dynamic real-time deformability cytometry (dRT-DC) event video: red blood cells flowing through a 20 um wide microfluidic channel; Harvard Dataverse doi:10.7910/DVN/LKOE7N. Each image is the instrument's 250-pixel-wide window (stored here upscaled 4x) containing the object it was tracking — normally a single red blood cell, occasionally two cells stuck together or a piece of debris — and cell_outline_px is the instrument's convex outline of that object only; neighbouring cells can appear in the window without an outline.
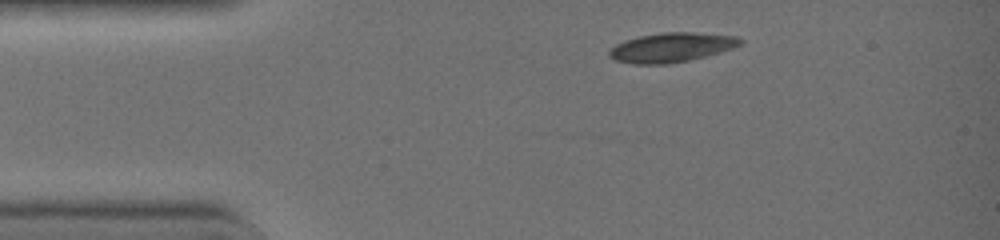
{"species": "common noctule bat (a hibernating species)", "species_latin": "Nyctalus noctula", "temperature_condition": "warm", "stored_images_in_passage": 29, "camera_frame_rate_fps": 3000, "um_per_image_px": 0.085, "animal": {"sex": "female", "body_mass_g": 19.0, "forearm_length_mm": 51.5}, "frame": {"image": 1, "passage_image": 1, "time_ms": 0.0, "image_size_px": [1000, 240], "cell_outline_px": [[744, 44], [732, 48], [704, 56], [688, 60], [668, 64], [632, 64], [616, 60], [608, 56], [608, 52], [616, 44], [624, 40], [640, 36], [660, 32], [696, 32], [736, 36], [744, 40]], "centroid_in_image_um": [57.08, 4.02], "position_along_channel_um": 27.9, "area_um2": 22.48}}
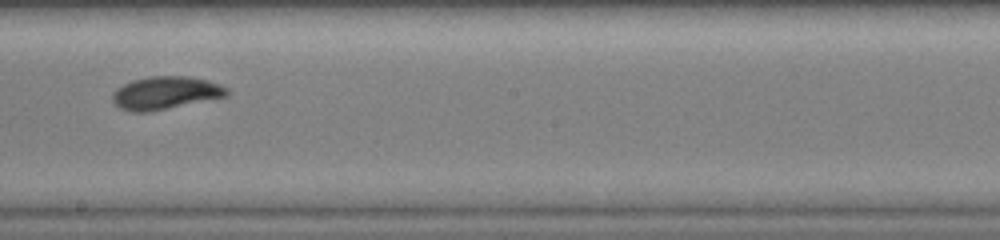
{"frame": {"image": 2, "passage_image": 18, "time_ms": 5.667, "image_size_px": [1000, 240], "cell_outline_px": [[232, 92], [228, 96], [148, 112], [132, 112], [120, 108], [112, 100], [112, 92], [116, 88], [132, 80], [148, 76], [188, 76], [208, 80], [220, 84], [228, 88]], "centroid_in_image_um": [14.09, 7.89], "position_along_channel_um": 234.1, "area_um2": 22.08}}
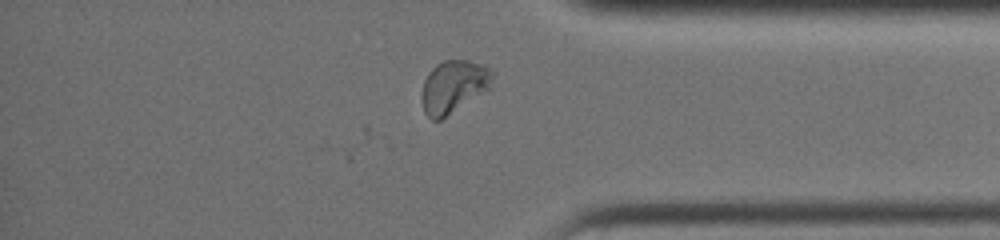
{"frame": {"image": 3, "passage_image": 29, "time_ms": 9.333, "image_size_px": [1000, 240], "cell_outline_px": [[492, 76], [488, 88], [440, 120], [432, 120], [424, 112], [420, 96], [424, 80], [428, 72], [436, 64], [444, 60], [468, 60], [488, 68], [492, 72]], "centroid_in_image_um": [38.47, 7.35], "position_along_channel_um": 396.7, "area_um2": 21.15}, "authors_computed_cell_mechanics": {"area_um2": 21.6172, "velocity_mm_per_s": 4.5126, "shape_relaxation_time_tau1_ms": 4.7734, "shape_relaxation_time_tau2_ms": 2.3875, "deformation_change_tau1": 0.2049, "deformation_change_tau2": 0.0554}}